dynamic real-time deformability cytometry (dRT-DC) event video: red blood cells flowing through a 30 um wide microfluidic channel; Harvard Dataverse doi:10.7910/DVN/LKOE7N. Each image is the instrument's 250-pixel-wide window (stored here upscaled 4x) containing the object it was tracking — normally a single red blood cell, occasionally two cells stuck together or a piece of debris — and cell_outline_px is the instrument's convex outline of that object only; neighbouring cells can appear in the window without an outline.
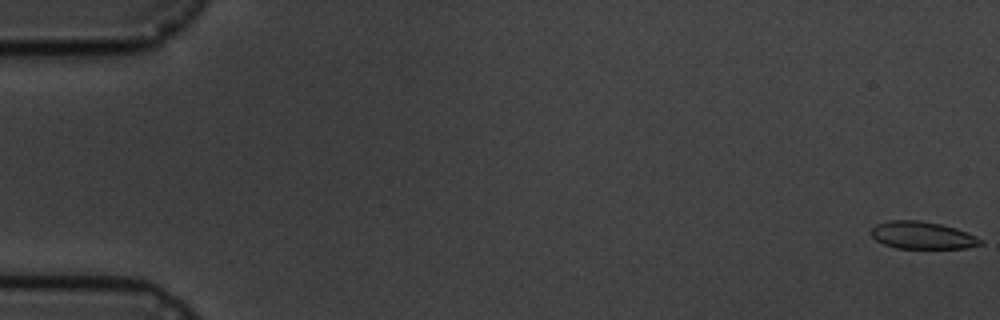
{"species": "common noctule bat (a hibernating species)", "species_latin": "Nyctalus noctula", "temperature_condition": "cold", "stored_images_in_passage": 5, "camera_frame_rate_fps": 3000, "um_per_image_px": 0.085, "animal": {"sex": "male", "body_mass_g": 19.5, "forearm_length_mm": 54.6}, "frame": {"image": 1, "passage_image": 1, "time_ms": 0.0, "image_size_px": [1000, 320], "cell_outline_px": [[984, 244], [964, 248], [896, 248], [884, 244], [876, 240], [868, 232], [876, 224], [888, 220], [920, 220], [940, 224], [956, 228], [984, 240]], "centroid_in_image_um": [78.37, 19.99], "position_along_channel_um": 6.6, "area_um2": 17.51}}
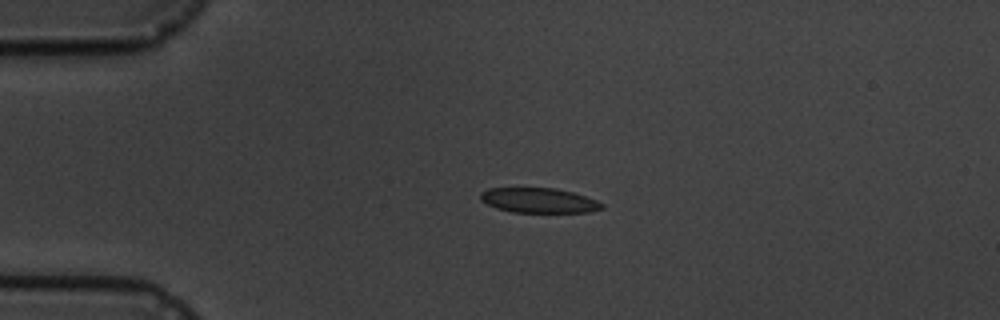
{"frame": {"image": 2, "passage_image": 4, "time_ms": 4.333, "image_size_px": [1000, 320], "cell_outline_px": [[604, 208], [588, 212], [512, 212], [496, 208], [480, 200], [480, 192], [488, 188], [556, 188], [572, 192], [596, 200], [604, 204]], "centroid_in_image_um": [45.78, 17.03], "position_along_channel_um": 39.2, "area_um2": 17.57}}